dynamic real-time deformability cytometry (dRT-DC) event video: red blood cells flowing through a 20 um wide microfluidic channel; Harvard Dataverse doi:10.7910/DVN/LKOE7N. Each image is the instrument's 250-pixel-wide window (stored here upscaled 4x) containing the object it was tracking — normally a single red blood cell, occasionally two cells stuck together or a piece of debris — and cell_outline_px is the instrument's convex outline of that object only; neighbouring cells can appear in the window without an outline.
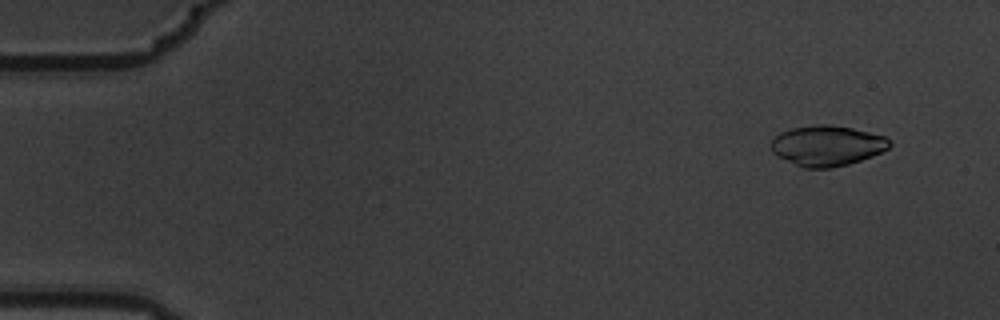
{"species": "common noctule bat (a hibernating species)", "species_latin": "Nyctalus noctula", "temperature_condition": "warm", "stored_images_in_passage": 7, "camera_frame_rate_fps": 3000, "um_per_image_px": 0.085, "animal": {"sex": "male", "body_mass_g": 19.5, "forearm_length_mm": 54.6}, "frame": {"image": 1, "passage_image": 2, "time_ms": 0.333, "image_size_px": [1000, 320], "cell_outline_px": [[892, 144], [888, 148], [872, 156], [848, 164], [832, 168], [804, 168], [776, 156], [772, 152], [772, 140], [780, 132], [792, 128], [816, 124], [828, 124], [852, 128], [884, 136], [892, 140]], "centroid_in_image_um": [70.3, 12.38], "position_along_channel_um": 14.7, "area_um2": 27.86}}